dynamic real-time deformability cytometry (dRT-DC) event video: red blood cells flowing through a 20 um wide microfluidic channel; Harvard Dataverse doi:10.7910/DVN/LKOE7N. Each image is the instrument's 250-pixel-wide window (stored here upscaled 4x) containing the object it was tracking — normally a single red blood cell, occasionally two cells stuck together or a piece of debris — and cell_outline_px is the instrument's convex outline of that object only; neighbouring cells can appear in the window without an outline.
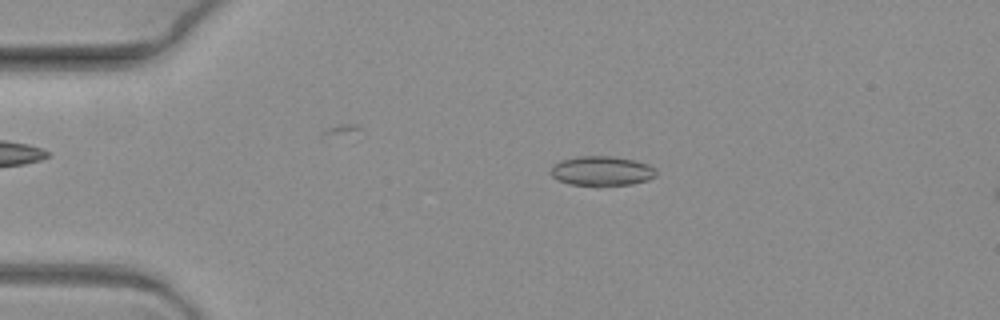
{"species": "common noctule bat (a hibernating species)", "species_latin": "Nyctalus noctula", "temperature_condition": "warm", "stored_images_in_passage": 6, "camera_frame_rate_fps": 3000, "um_per_image_px": 0.085, "animal": {"sex": "female", "body_mass_g": 19.3, "forearm_length_mm": 54.1}, "frame": {"image": 1, "passage_image": 4, "time_ms": 1.0, "image_size_px": [1000, 320], "cell_outline_px": [[656, 176], [648, 180], [632, 184], [596, 188], [568, 184], [556, 180], [548, 172], [552, 164], [560, 160], [576, 156], [612, 156], [632, 160], [648, 164], [656, 168]], "centroid_in_image_um": [51.08, 14.57], "position_along_channel_um": 33.9, "area_um2": 19.07}}